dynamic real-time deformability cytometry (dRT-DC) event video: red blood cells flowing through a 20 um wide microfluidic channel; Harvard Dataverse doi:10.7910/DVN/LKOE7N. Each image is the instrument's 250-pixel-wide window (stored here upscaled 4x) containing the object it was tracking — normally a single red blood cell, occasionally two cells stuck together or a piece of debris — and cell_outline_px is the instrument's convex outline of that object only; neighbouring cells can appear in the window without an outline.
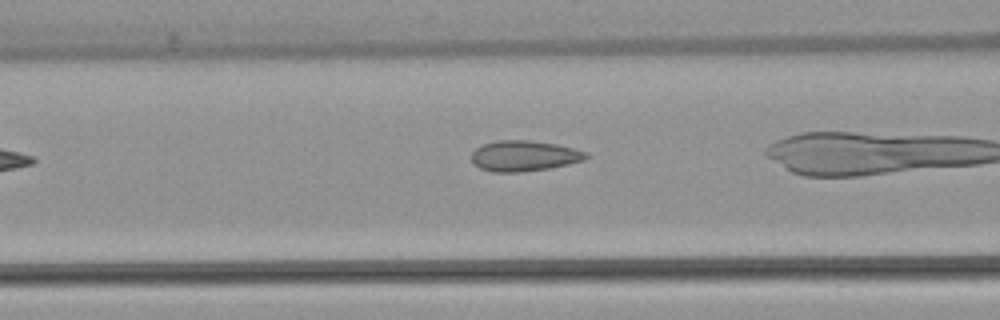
{"species": "common noctule bat (a hibernating species)", "species_latin": "Nyctalus noctula", "temperature_condition": "warm", "stored_images_in_passage": 4, "camera_frame_rate_fps": 3000, "um_per_image_px": 0.085, "animal": {"sex": "female", "body_mass_g": 22.7, "forearm_length_mm": 54.2}, "frame": {"image": 1, "passage_image": 4, "time_ms": 4.0, "image_size_px": [1000, 320], "cell_outline_px": [[588, 156], [584, 160], [568, 164], [548, 168], [520, 172], [492, 172], [480, 168], [472, 160], [472, 152], [476, 148], [484, 144], [496, 140], [528, 140], [556, 144], [588, 152]], "centroid_in_image_um": [44.55, 13.24], "position_along_channel_um": 122.1, "area_um2": 20.29}}